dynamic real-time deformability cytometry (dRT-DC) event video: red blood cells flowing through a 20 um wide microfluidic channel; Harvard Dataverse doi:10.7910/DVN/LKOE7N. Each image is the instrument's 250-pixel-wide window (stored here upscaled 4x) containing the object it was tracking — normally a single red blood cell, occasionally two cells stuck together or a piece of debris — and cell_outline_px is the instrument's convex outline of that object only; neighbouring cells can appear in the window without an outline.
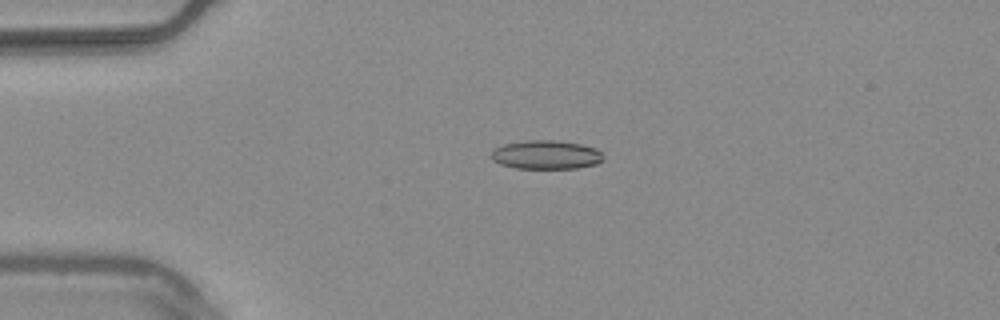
{"species": "common noctule bat (a hibernating species)", "species_latin": "Nyctalus noctula", "temperature_condition": "warm", "stored_images_in_passage": 54, "camera_frame_rate_fps": 3000, "um_per_image_px": 0.085, "animal": {"sex": "male", "body_mass_g": 20.4}, "frame": {"image": 1, "passage_image": 13, "time_ms": 4.0, "image_size_px": [1000, 320], "cell_outline_px": [[604, 160], [596, 164], [576, 168], [516, 168], [500, 164], [492, 160], [492, 152], [496, 148], [504, 144], [524, 140], [552, 140], [580, 144], [596, 148], [600, 152]], "centroid_in_image_um": [46.42, 13.15], "position_along_channel_um": 38.6, "area_um2": 18.67}}
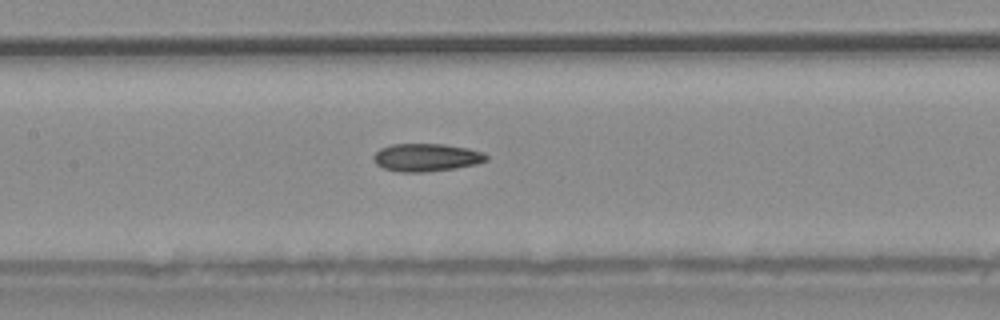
{"frame": {"image": 2, "passage_image": 26, "time_ms": 8.333, "image_size_px": [1000, 320], "cell_outline_px": [[488, 160], [476, 164], [456, 168], [424, 172], [400, 172], [384, 168], [376, 164], [372, 160], [372, 156], [380, 148], [392, 144], [444, 144], [468, 148], [484, 152], [488, 156]], "centroid_in_image_um": [36.24, 13.38], "position_along_channel_um": 171.2, "area_um2": 18.44}}
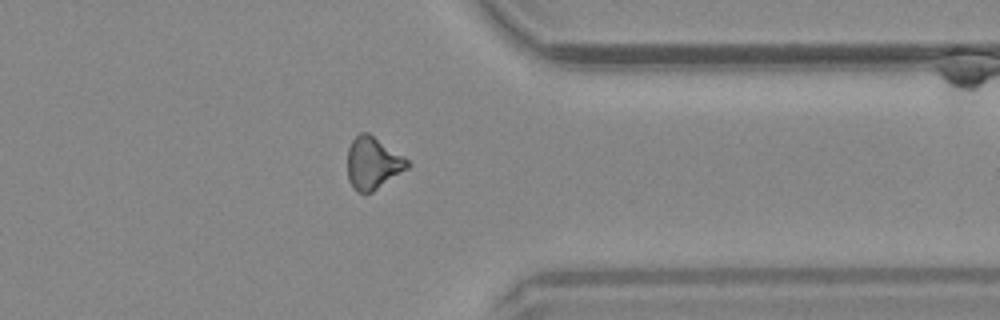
{"frame": {"image": 3, "passage_image": 43, "time_ms": 14.0, "image_size_px": [1000, 320], "cell_outline_px": [[412, 164], [408, 168], [372, 192], [360, 192], [352, 188], [348, 180], [348, 148], [352, 140], [360, 132], [368, 132], [408, 160]], "centroid_in_image_um": [31.68, 13.87], "position_along_channel_um": 379.7, "area_um2": 18.03}, "authors_computed_cell_mechanics": {"area_um2": 18.1203, "velocity_mm_per_s": 3.7945, "shape_relaxation_time_tau1_ms": null, "shape_relaxation_time_tau2_ms": 4.9432, "deformation_change_tau1": null, "deformation_change_tau2": 0.1413}}